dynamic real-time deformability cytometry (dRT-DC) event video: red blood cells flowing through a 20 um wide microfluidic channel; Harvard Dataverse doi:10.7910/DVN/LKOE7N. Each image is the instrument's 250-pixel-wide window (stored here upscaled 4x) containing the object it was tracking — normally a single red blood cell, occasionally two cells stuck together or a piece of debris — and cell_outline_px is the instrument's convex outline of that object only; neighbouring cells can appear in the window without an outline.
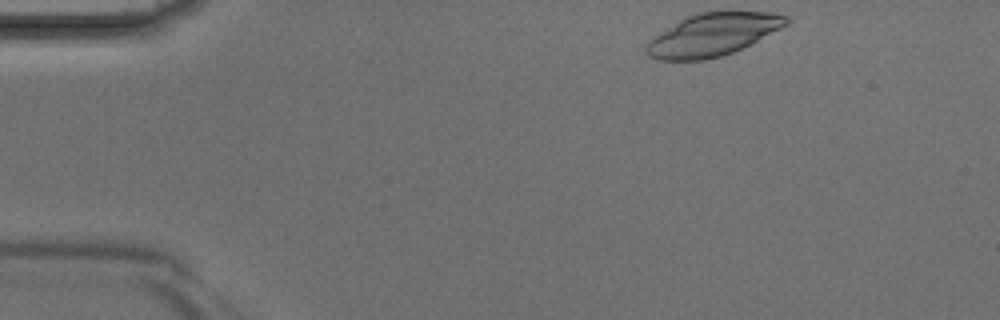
{"species": "Egyptian fruit bat (a non-hibernating species)", "species_latin": "Rousettus aegyptiacus", "temperature_condition": "room temperature", "stored_images_in_passage": 38, "camera_frame_rate_fps": 3000, "um_per_image_px": 0.085, "animal": {"sex": "male"}, "frame": {"image": 1, "passage_image": 1, "time_ms": 0.0, "image_size_px": [1000, 320], "cell_outline_px": [[792, 20], [788, 24], [732, 52], [720, 56], [704, 60], [656, 60], [648, 56], [644, 52], [644, 44], [652, 36], [684, 16], [700, 12], [768, 12], [788, 16]], "centroid_in_image_um": [60.48, 2.94], "position_along_channel_um": 24.5, "area_um2": 34.74}}